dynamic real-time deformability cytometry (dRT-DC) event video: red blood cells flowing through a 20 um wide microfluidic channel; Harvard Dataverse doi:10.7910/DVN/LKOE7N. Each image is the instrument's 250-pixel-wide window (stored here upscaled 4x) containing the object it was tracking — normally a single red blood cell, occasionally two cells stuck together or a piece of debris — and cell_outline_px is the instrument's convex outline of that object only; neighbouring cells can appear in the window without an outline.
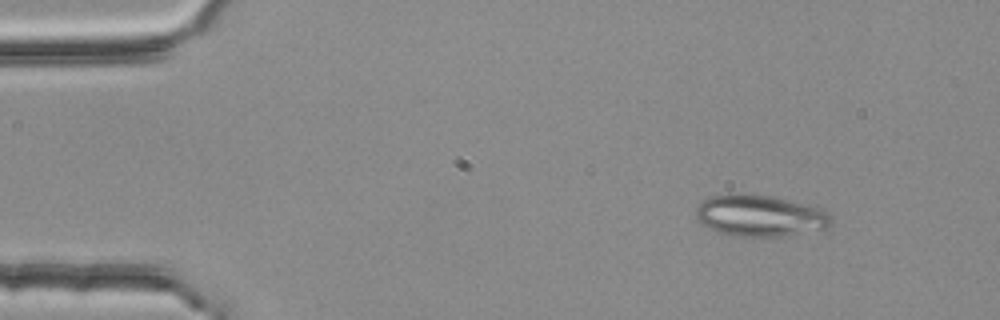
{"species": "common noctule bat (a hibernating species)", "species_latin": "Nyctalus noctula", "temperature_condition": "room temperature", "stored_images_in_passage": 4, "camera_frame_rate_fps": 3000, "um_per_image_px": 0.085, "animal": {"sex": "female", "body_mass_g": 25.1}, "frame": {"image": 1, "passage_image": 1, "time_ms": 0.0, "image_size_px": [1000, 320], "cell_outline_px": [[832, 224], [828, 228], [784, 236], [732, 236], [720, 232], [696, 220], [696, 208], [708, 196], [728, 192], [736, 192], [772, 196], [820, 208], [832, 216]], "centroid_in_image_um": [64.58, 18.31], "position_along_channel_um": 20.4, "area_um2": 32.89}}